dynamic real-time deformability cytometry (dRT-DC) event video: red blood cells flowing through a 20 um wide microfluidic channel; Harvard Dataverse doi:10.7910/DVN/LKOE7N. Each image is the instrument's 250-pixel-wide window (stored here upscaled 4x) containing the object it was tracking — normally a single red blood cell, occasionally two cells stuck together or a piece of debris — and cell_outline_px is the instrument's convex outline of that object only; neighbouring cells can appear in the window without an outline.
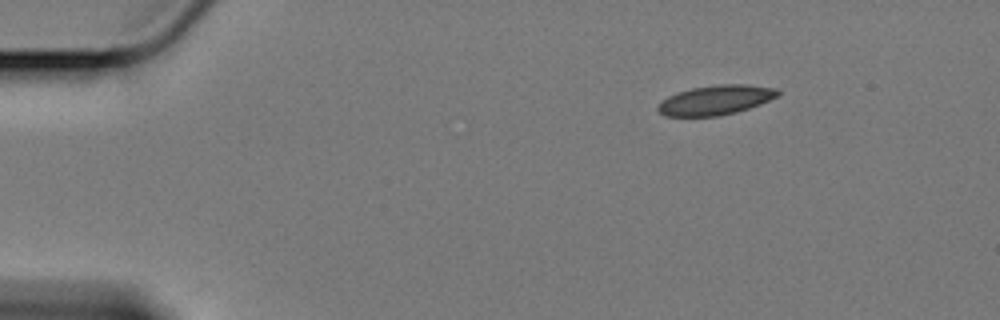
{"species": "Egyptian fruit bat (a non-hibernating species)", "species_latin": "Rousettus aegyptiacus", "temperature_condition": "cold", "stored_images_in_passage": 45, "camera_frame_rate_fps": 3000, "um_per_image_px": 0.085, "animal": {"sex": "female"}, "frame": {"image": 1, "passage_image": 1, "time_ms": 0.0, "image_size_px": [1000, 320], "cell_outline_px": [[780, 96], [760, 104], [736, 112], [720, 116], [664, 116], [656, 108], [668, 96], [676, 92], [692, 88], [720, 84], [748, 84], [776, 88], [780, 92]], "centroid_in_image_um": [60.87, 8.5], "position_along_channel_um": 24.1, "area_um2": 20.69}}
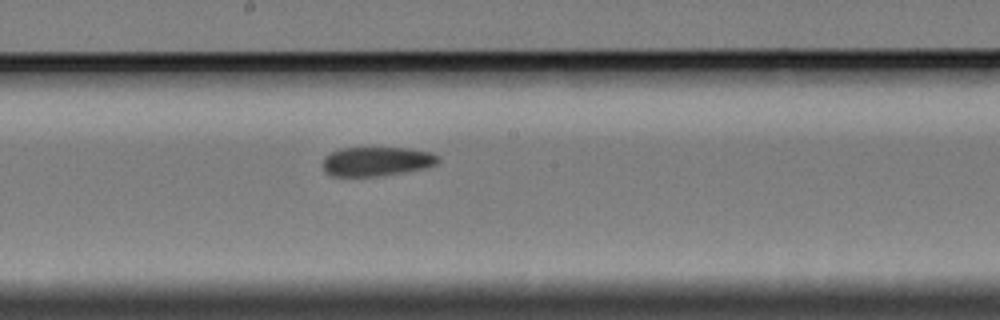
{"frame": {"image": 2, "passage_image": 25, "time_ms": 8.0, "image_size_px": [1000, 320], "cell_outline_px": [[440, 160], [436, 164], [428, 168], [384, 176], [332, 176], [324, 172], [324, 156], [340, 148], [408, 148], [432, 152], [440, 156]], "centroid_in_image_um": [32.07, 13.73], "position_along_channel_um": 216.1, "area_um2": 19.94}}
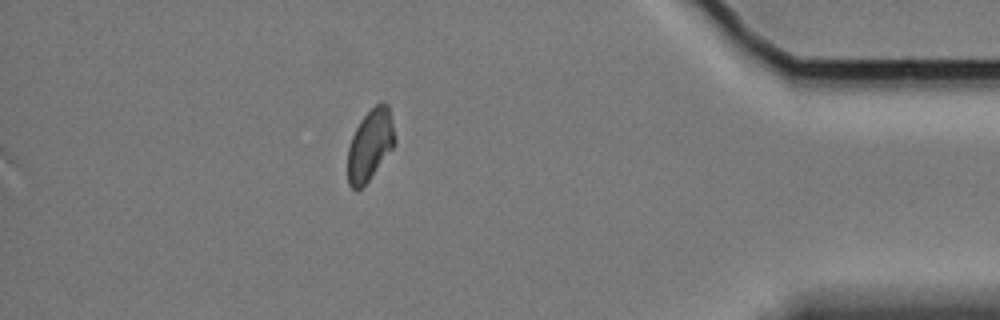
{"frame": {"image": 3, "passage_image": 45, "time_ms": 14.667, "image_size_px": [1000, 320], "cell_outline_px": [[396, 140], [392, 148], [368, 180], [356, 192], [348, 184], [348, 148], [352, 136], [360, 120], [380, 100], [384, 100], [388, 104]], "centroid_in_image_um": [31.45, 12.29], "position_along_channel_um": 403.7, "area_um2": 19.31}, "authors_computed_cell_mechanics": {"area_um2": 20.6924, "velocity_mm_per_s": 3.3801, "shape_relaxation_time_tau1_ms": 8.2797, "shape_relaxation_time_tau2_ms": 3.6611, "deformation_change_tau1": 0.1281, "deformation_change_tau2": 0.0729}}